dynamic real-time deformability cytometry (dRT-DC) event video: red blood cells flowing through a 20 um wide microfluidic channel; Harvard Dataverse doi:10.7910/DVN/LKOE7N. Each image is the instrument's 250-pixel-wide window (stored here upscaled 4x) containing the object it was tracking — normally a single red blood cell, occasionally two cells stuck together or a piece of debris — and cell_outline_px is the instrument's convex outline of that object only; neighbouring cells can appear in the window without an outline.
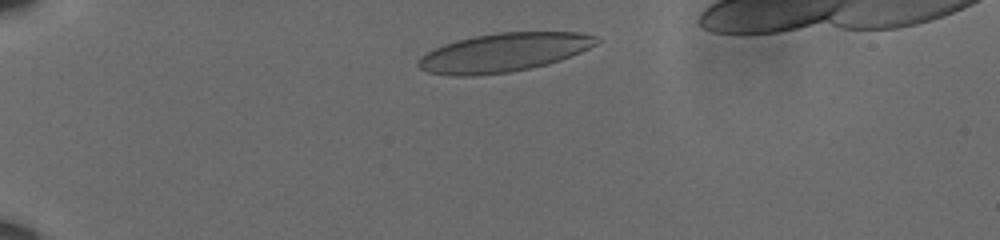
{"species": "human", "species_latin": "Homo sapiens", "temperature_condition": "cold", "stored_images_in_passage": 14, "camera_frame_rate_fps": 3000, "um_per_image_px": 0.085, "donor": {"sex": "male"}, "frame": {"image": 1, "passage_image": 3, "time_ms": 0.667, "image_size_px": [1000, 240], "cell_outline_px": [[600, 40], [596, 44], [580, 52], [560, 60], [528, 68], [508, 72], [472, 76], [456, 76], [428, 72], [420, 68], [416, 64], [420, 56], [444, 44], [472, 36], [496, 32], [580, 32], [596, 36]], "centroid_in_image_um": [42.8, 4.45], "position_along_channel_um": 42.2, "area_um2": 39.88}}
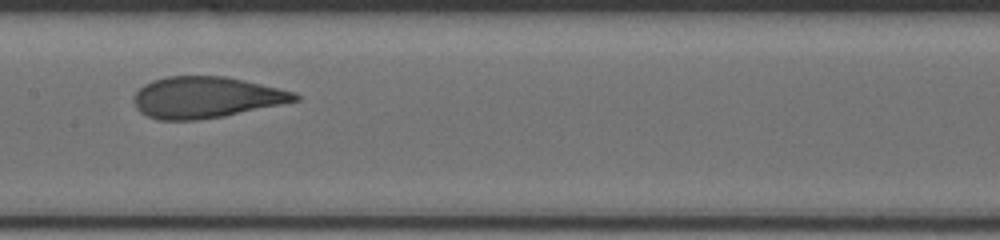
{"frame": {"image": 2, "passage_image": 11, "time_ms": 3.333, "image_size_px": [1000, 240], "cell_outline_px": [[300, 100], [224, 116], [196, 120], [156, 120], [140, 112], [136, 108], [132, 100], [136, 92], [144, 84], [152, 80], [168, 76], [224, 76], [244, 80], [296, 92], [300, 96]], "centroid_in_image_um": [17.49, 8.28], "position_along_channel_um": 189.9, "area_um2": 38.78}}
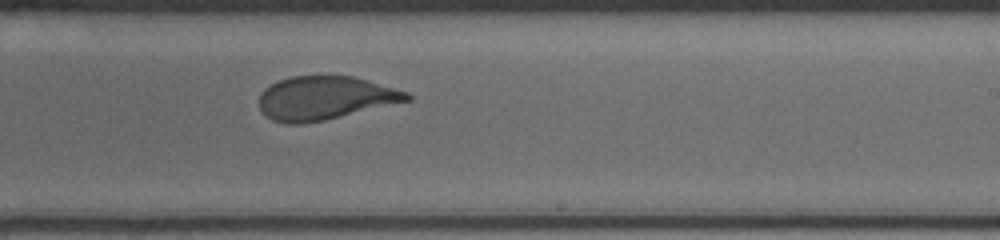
{"frame": {"image": 3, "passage_image": 14, "time_ms": 4.333, "image_size_px": [1000, 240], "cell_outline_px": [[412, 100], [324, 120], [300, 124], [284, 124], [272, 120], [264, 116], [260, 108], [260, 92], [264, 88], [280, 80], [292, 76], [352, 76], [408, 92], [412, 96]], "centroid_in_image_um": [27.6, 8.34], "position_along_channel_um": 261.4, "area_um2": 37.34}}